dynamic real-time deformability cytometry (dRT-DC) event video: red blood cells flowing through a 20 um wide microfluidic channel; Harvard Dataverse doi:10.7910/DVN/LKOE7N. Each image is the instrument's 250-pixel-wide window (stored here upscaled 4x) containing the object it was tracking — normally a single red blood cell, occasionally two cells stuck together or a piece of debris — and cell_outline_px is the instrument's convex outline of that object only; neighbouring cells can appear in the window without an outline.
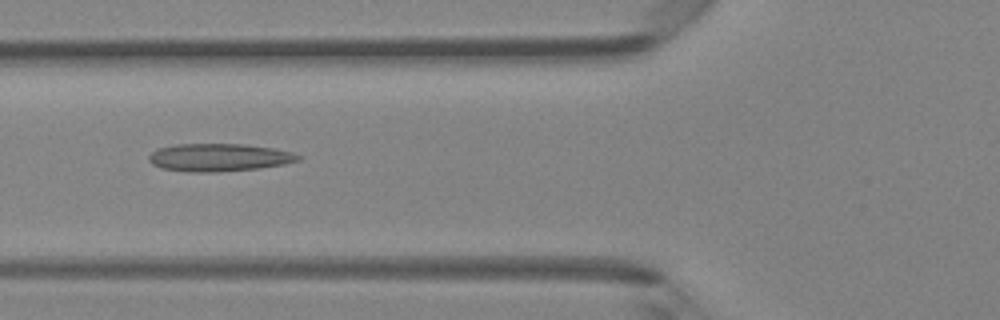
{"species": "Egyptian fruit bat (a non-hibernating species)", "species_latin": "Rousettus aegyptiacus", "temperature_condition": "room temperature", "stored_images_in_passage": 46, "camera_frame_rate_fps": 3000, "um_per_image_px": 0.085, "animal": {"sex": "female"}, "frame": {"image": 1, "passage_image": 17, "time_ms": 5.333, "image_size_px": [1000, 320], "cell_outline_px": [[300, 160], [284, 164], [260, 168], [220, 172], [192, 172], [160, 168], [152, 164], [148, 160], [148, 156], [152, 152], [160, 148], [176, 144], [244, 144], [272, 148], [292, 152], [300, 156]], "centroid_in_image_um": [18.6, 13.39], "position_along_channel_um": 107.2, "area_um2": 24.16}}
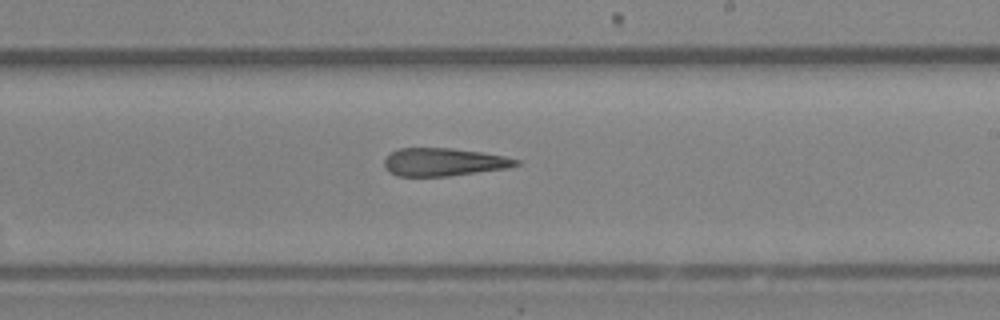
{"frame": {"image": 2, "passage_image": 27, "time_ms": 8.667, "image_size_px": [1000, 320], "cell_outline_px": [[520, 164], [508, 168], [448, 176], [396, 176], [388, 172], [384, 168], [384, 160], [392, 152], [400, 148], [452, 148], [480, 152], [504, 156], [520, 160]], "centroid_in_image_um": [37.7, 13.78], "position_along_channel_um": 251.3, "area_um2": 21.44}}
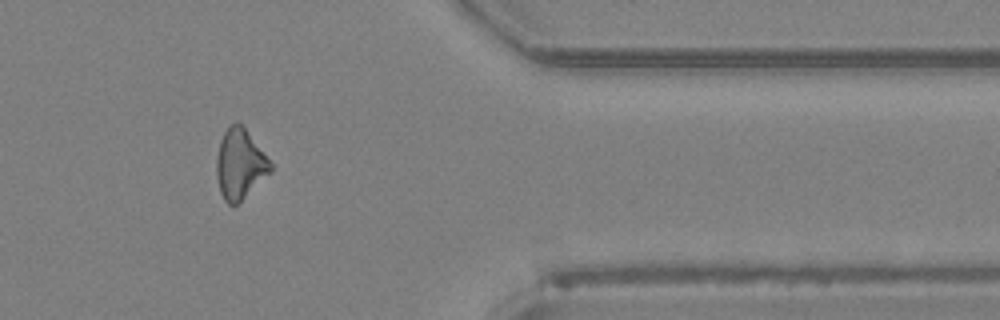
{"frame": {"image": 3, "passage_image": 38, "time_ms": 12.333, "image_size_px": [1000, 320], "cell_outline_px": [[272, 172], [236, 204], [228, 204], [224, 200], [220, 192], [216, 176], [216, 160], [220, 140], [224, 132], [236, 120], [244, 128], [272, 164]], "centroid_in_image_um": [20.37, 13.96], "position_along_channel_um": 391.0, "area_um2": 21.62}}